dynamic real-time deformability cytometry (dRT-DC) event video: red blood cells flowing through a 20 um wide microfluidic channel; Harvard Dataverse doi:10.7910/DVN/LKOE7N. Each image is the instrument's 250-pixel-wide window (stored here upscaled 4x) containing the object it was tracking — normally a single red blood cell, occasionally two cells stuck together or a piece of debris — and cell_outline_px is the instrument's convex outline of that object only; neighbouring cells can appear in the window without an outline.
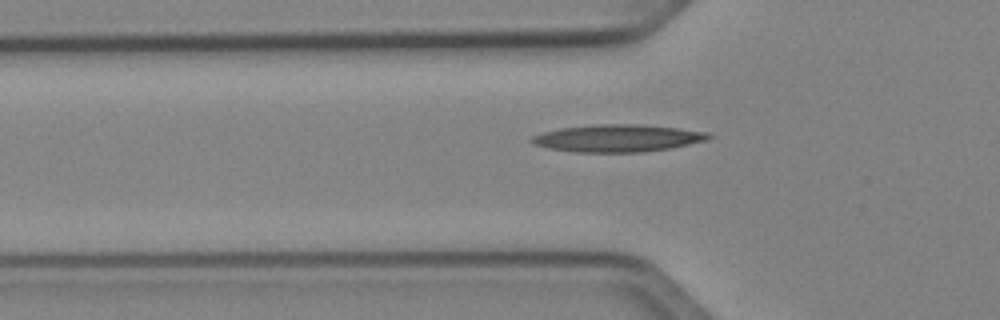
{"species": "Egyptian fruit bat (a non-hibernating species)", "species_latin": "Rousettus aegyptiacus", "temperature_condition": "cold", "stored_images_in_passage": 37, "camera_frame_rate_fps": 3000, "um_per_image_px": 0.085, "animal": {"sex": "female"}, "frame": {"image": 1, "passage_image": 6, "time_ms": 1.667, "image_size_px": [1000, 320], "cell_outline_px": [[716, 136], [708, 140], [672, 148], [644, 152], [576, 152], [548, 148], [532, 144], [528, 140], [532, 136], [544, 132], [560, 128], [596, 124], [644, 124], [680, 128], [708, 132]], "centroid_in_image_um": [52.55, 11.74], "position_along_channel_um": 73.2, "area_um2": 28.55}}
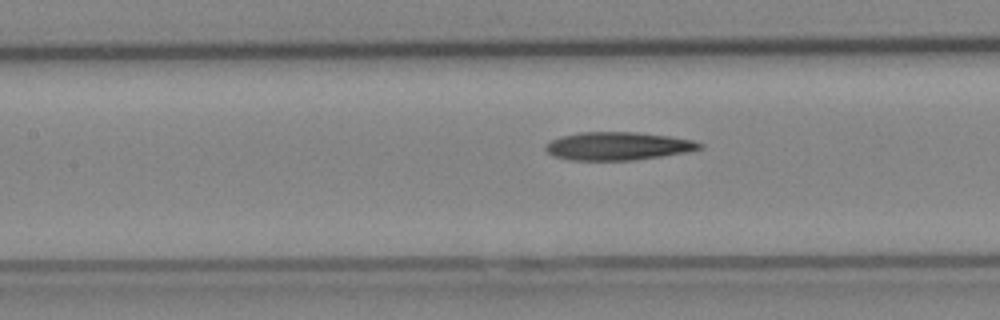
{"frame": {"image": 2, "passage_image": 12, "time_ms": 3.667, "image_size_px": [1000, 320], "cell_outline_px": [[704, 148], [688, 152], [632, 160], [568, 160], [552, 156], [544, 148], [544, 144], [560, 136], [580, 132], [636, 132], [668, 136], [692, 140], [704, 144]], "centroid_in_image_um": [52.5, 12.41], "position_along_channel_um": 154.9, "area_um2": 25.32}}
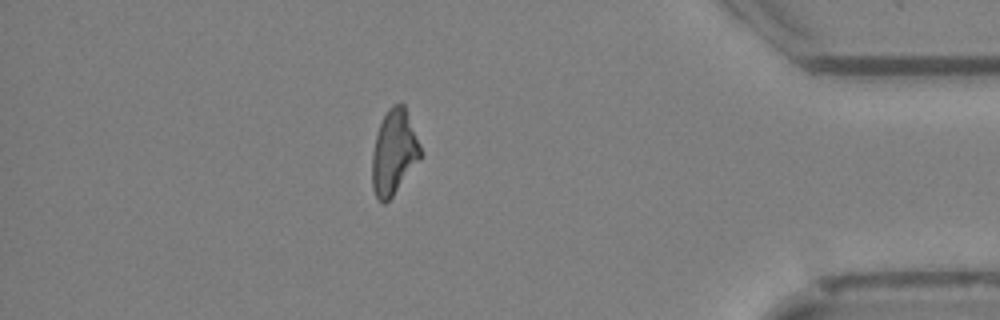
{"frame": {"image": 3, "passage_image": 33, "time_ms": 10.667, "image_size_px": [1000, 320], "cell_outline_px": [[424, 156], [392, 196], [384, 204], [376, 196], [372, 188], [372, 152], [376, 136], [380, 124], [388, 108], [392, 104], [404, 104], [420, 144]], "centroid_in_image_um": [33.51, 12.95], "position_along_channel_um": 401.7, "area_um2": 23.99}}